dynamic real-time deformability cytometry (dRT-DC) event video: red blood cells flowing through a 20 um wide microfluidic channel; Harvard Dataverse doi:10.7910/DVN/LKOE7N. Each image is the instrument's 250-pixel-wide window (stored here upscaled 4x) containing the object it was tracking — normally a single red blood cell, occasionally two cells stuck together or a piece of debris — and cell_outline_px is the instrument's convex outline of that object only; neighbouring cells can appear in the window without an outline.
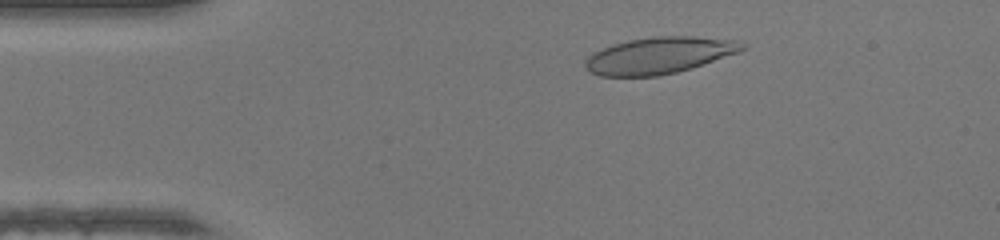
{"species": "human", "species_latin": "Homo sapiens", "temperature_condition": "warm", "stored_images_in_passage": 46, "camera_frame_rate_fps": 3000, "um_per_image_px": 0.085, "donor": {"sex": "female"}, "frame": {"image": 1, "passage_image": 7, "time_ms": 2.0, "image_size_px": [1000, 240], "cell_outline_px": [[748, 48], [740, 52], [692, 68], [660, 76], [600, 76], [592, 72], [584, 64], [584, 60], [592, 52], [612, 44], [628, 40], [652, 36], [692, 36], [740, 40], [748, 44]], "centroid_in_image_um": [56.09, 4.69], "position_along_channel_um": 28.9, "area_um2": 33.87}}
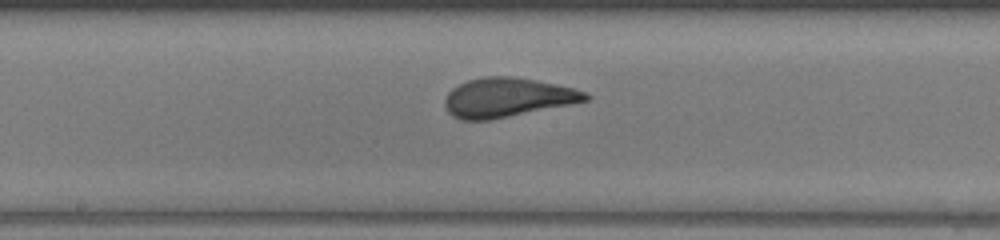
{"frame": {"image": 2, "passage_image": 23, "time_ms": 7.333, "image_size_px": [1000, 240], "cell_outline_px": [[592, 96], [588, 100], [572, 104], [488, 120], [460, 120], [452, 116], [444, 108], [444, 100], [448, 92], [452, 88], [468, 80], [484, 76], [512, 76], [536, 80], [556, 84], [588, 92]], "centroid_in_image_um": [43.11, 8.28], "position_along_channel_um": 205.1, "area_um2": 32.25}}
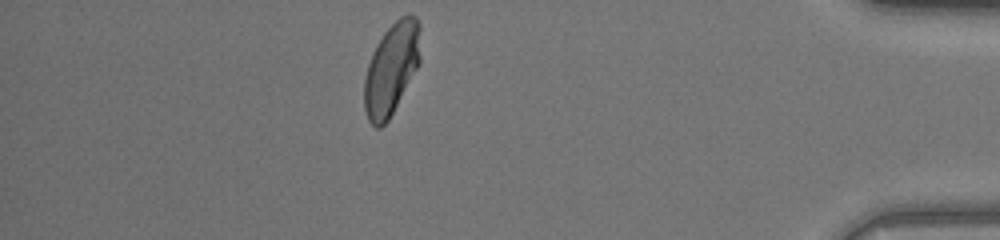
{"frame": {"image": 3, "passage_image": 40, "time_ms": 13.0, "image_size_px": [1000, 240], "cell_outline_px": [[420, 64], [388, 120], [380, 128], [376, 128], [368, 120], [364, 108], [364, 80], [368, 64], [372, 52], [376, 44], [384, 32], [400, 16], [408, 12], [416, 16], [420, 24]], "centroid_in_image_um": [33.28, 5.81], "position_along_channel_um": 401.9, "area_um2": 30.29}, "authors_computed_cell_mechanics": {"area_um2": 31.8478, "velocity_mm_per_s": 4.3292, "shape_relaxation_time_tau1_ms": 7.3147, "shape_relaxation_time_tau2_ms": null, "deformation_change_tau1": 0.2433, "deformation_change_tau2": null}}